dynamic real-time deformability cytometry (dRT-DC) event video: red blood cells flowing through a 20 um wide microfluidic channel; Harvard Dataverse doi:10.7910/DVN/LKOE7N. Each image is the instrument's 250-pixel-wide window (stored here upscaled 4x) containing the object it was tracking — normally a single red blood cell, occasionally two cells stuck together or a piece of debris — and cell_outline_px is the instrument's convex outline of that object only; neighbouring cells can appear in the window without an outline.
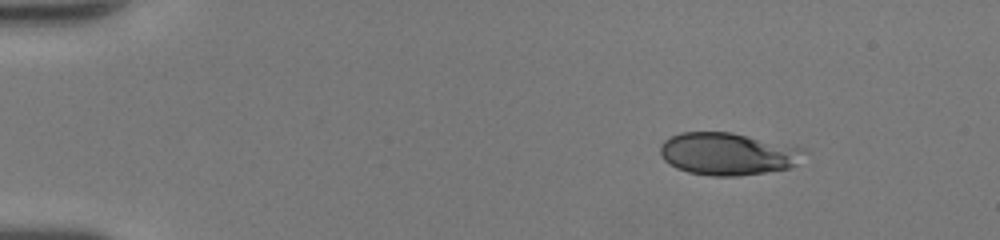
{"species": "human", "species_latin": "Homo sapiens", "temperature_condition": "room temperature", "stored_images_in_passage": 43, "camera_frame_rate_fps": 3000, "um_per_image_px": 0.085, "donor": {"sex": "female"}, "frame": {"image": 1, "passage_image": 1, "time_ms": 0.0, "image_size_px": [1000, 240], "cell_outline_px": [[804, 152], [796, 164], [788, 168], [764, 172], [736, 176], [712, 176], [688, 172], [676, 168], [664, 160], [660, 152], [660, 144], [664, 140], [680, 132], [732, 132], [804, 148]], "centroid_in_image_um": [61.81, 13.07], "position_along_channel_um": 23.2, "area_um2": 35.32}}
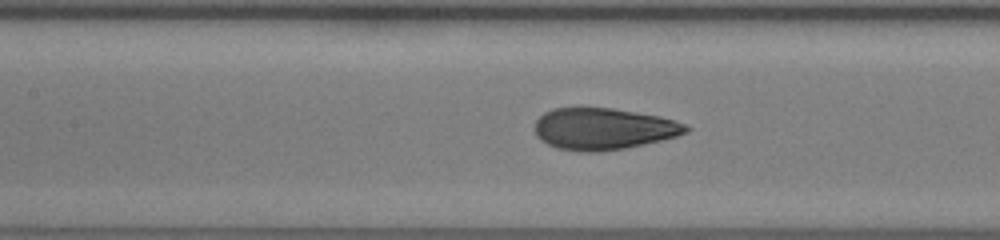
{"frame": {"image": 2, "passage_image": 18, "time_ms": 5.667, "image_size_px": [1000, 240], "cell_outline_px": [[692, 128], [688, 132], [676, 136], [644, 144], [624, 148], [600, 152], [580, 152], [556, 148], [540, 140], [536, 136], [536, 120], [544, 112], [552, 108], [612, 108], [656, 116], [676, 120]], "centroid_in_image_um": [51.27, 10.96], "position_along_channel_um": 156.1, "area_um2": 36.59}}
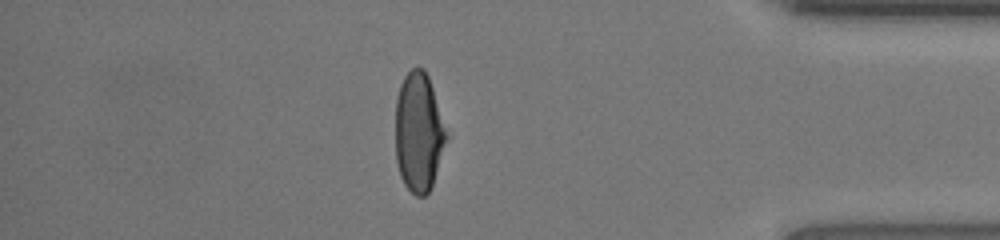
{"frame": {"image": 3, "passage_image": 37, "time_ms": 12.0, "image_size_px": [1000, 240], "cell_outline_px": [[448, 136], [432, 188], [424, 196], [416, 196], [404, 184], [400, 176], [396, 160], [396, 100], [400, 84], [404, 76], [412, 68], [424, 68], [428, 76]], "centroid_in_image_um": [35.58, 11.27], "position_along_channel_um": 399.6, "area_um2": 35.26}, "authors_computed_cell_mechanics": {"area_um2": 36.4718, "velocity_mm_per_s": 4.3164, "shape_relaxation_time_tau1_ms": 4.5107, "shape_relaxation_time_tau2_ms": null, "deformation_change_tau1": 0.2295, "deformation_change_tau2": null}}